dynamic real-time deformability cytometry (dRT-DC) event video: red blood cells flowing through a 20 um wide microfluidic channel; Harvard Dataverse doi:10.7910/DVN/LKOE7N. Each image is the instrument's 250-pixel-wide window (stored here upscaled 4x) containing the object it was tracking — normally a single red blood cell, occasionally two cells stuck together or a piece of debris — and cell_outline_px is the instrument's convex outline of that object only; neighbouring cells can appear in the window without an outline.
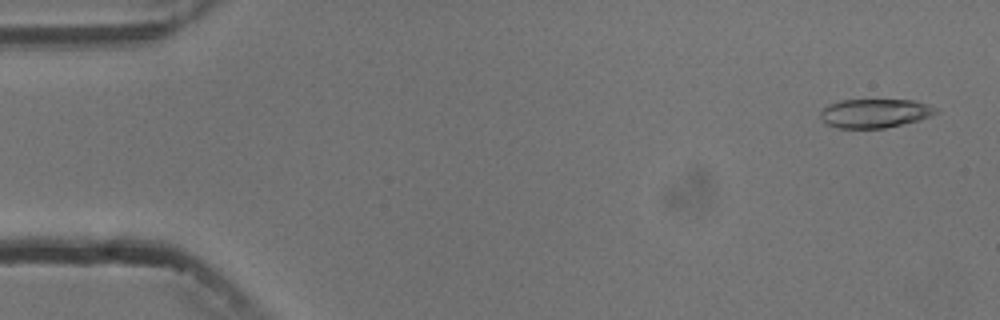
{"species": "common noctule bat (a hibernating species)", "species_latin": "Nyctalus noctula", "temperature_condition": "cold", "stored_images_in_passage": 5, "camera_frame_rate_fps": 3000, "um_per_image_px": 0.085, "animal": {"sex": "male", "body_mass_g": 13.3}, "frame": {"image": 1, "passage_image": 1, "time_ms": 0.0, "image_size_px": [1000, 320], "cell_outline_px": [[940, 112], [932, 116], [920, 120], [884, 128], [836, 128], [824, 124], [820, 116], [820, 112], [828, 104], [840, 100], [916, 100], [928, 104], [936, 108]], "centroid_in_image_um": [74.37, 9.63], "position_along_channel_um": 10.6, "area_um2": 19.71}}
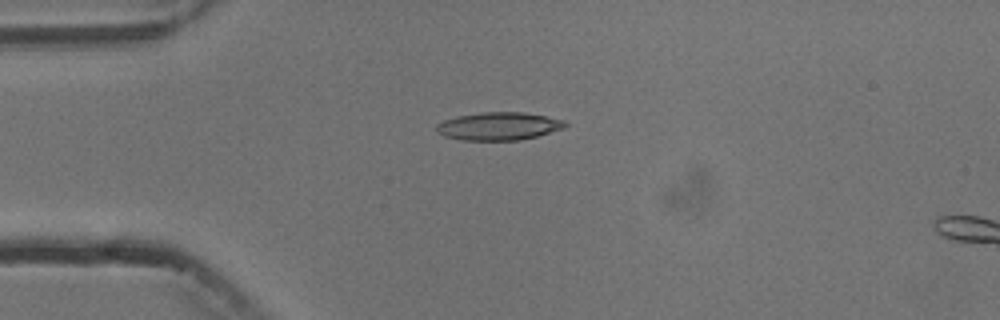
{"frame": {"image": 2, "passage_image": 4, "time_ms": 3.667, "image_size_px": [1000, 320], "cell_outline_px": [[568, 124], [564, 128], [536, 136], [520, 140], [464, 140], [444, 136], [436, 132], [436, 124], [444, 120], [456, 116], [480, 112], [524, 112], [564, 120]], "centroid_in_image_um": [42.36, 10.72], "position_along_channel_um": 42.6, "area_um2": 20.92}}